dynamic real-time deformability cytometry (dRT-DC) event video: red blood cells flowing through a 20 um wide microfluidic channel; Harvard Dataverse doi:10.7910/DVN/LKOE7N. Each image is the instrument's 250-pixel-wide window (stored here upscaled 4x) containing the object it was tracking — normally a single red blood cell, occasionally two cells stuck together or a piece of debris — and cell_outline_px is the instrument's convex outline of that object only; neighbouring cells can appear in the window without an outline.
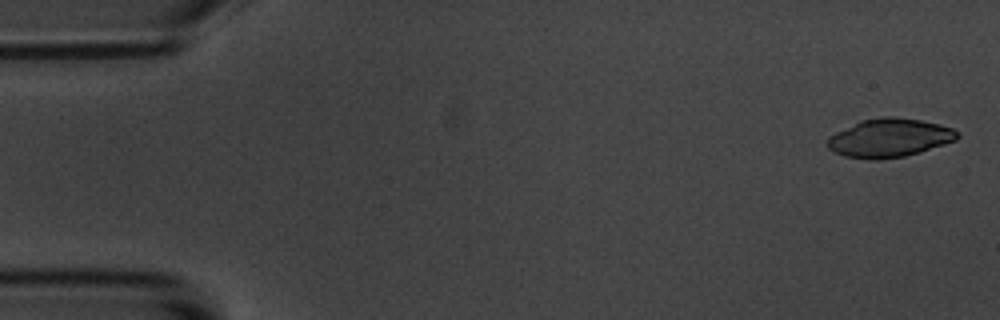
{"species": "common noctule bat (a hibernating species)", "species_latin": "Nyctalus noctula", "temperature_condition": "room temperature", "stored_images_in_passage": 4, "camera_frame_rate_fps": 3000, "um_per_image_px": 0.085, "animal": {"sex": "male", "body_mass_g": 20.1, "forearm_length_mm": 53.5}, "frame": {"image": 1, "passage_image": 1, "time_ms": 0.0, "image_size_px": [1000, 320], "cell_outline_px": [[960, 136], [956, 140], [920, 152], [904, 156], [880, 160], [868, 160], [844, 156], [828, 148], [828, 136], [860, 120], [884, 116], [892, 116], [920, 120], [940, 124], [952, 128], [960, 132]], "centroid_in_image_um": [75.61, 11.72], "position_along_channel_um": 9.4, "area_um2": 29.3}}